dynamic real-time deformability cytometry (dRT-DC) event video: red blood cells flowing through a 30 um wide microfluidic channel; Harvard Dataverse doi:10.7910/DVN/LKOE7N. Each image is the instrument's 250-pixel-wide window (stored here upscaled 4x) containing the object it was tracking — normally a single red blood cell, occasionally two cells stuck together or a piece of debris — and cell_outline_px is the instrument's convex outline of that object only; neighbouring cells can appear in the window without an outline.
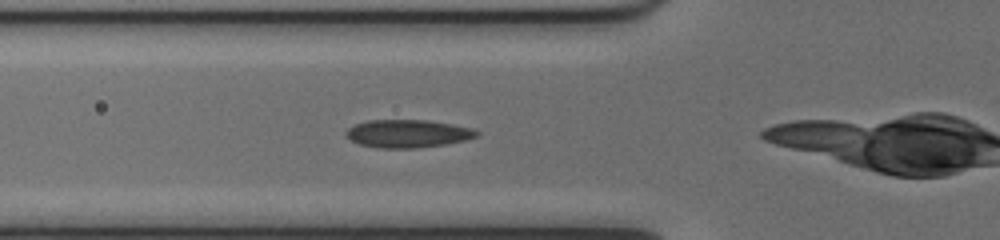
{"species": "common noctule bat (a hibernating species)", "species_latin": "Nyctalus noctula", "temperature_condition": "cold", "stored_images_in_passage": 9, "camera_frame_rate_fps": 3000, "um_per_image_px": 0.085, "animal": {"sex": "female", "body_mass_g": 17.0, "forearm_length_mm": 48.0}, "frame": {"image": 1, "passage_image": 2, "time_ms": 0.333, "image_size_px": [1000, 240], "cell_outline_px": [[480, 136], [464, 140], [444, 144], [420, 148], [376, 148], [360, 144], [344, 136], [344, 132], [348, 128], [356, 124], [368, 120], [428, 120], [452, 124], [472, 128], [480, 132]], "centroid_in_image_um": [34.66, 11.36], "position_along_channel_um": 91.1, "area_um2": 21.39}}
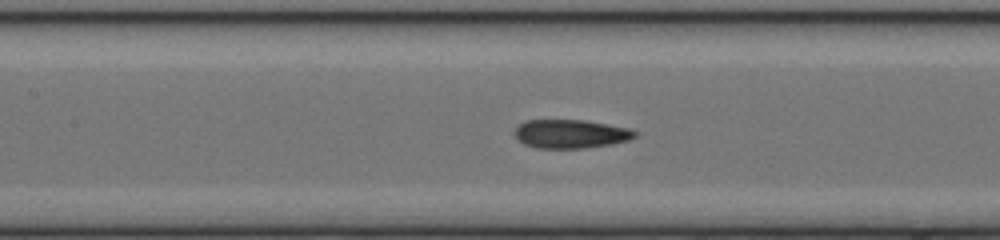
{"frame": {"image": 2, "passage_image": 7, "time_ms": 2.0, "image_size_px": [1000, 240], "cell_outline_px": [[636, 136], [628, 140], [612, 144], [584, 148], [536, 148], [524, 144], [512, 132], [516, 124], [524, 120], [584, 120], [632, 128], [636, 132]], "centroid_in_image_um": [48.47, 11.37], "position_along_channel_um": 158.9, "area_um2": 20.35}}